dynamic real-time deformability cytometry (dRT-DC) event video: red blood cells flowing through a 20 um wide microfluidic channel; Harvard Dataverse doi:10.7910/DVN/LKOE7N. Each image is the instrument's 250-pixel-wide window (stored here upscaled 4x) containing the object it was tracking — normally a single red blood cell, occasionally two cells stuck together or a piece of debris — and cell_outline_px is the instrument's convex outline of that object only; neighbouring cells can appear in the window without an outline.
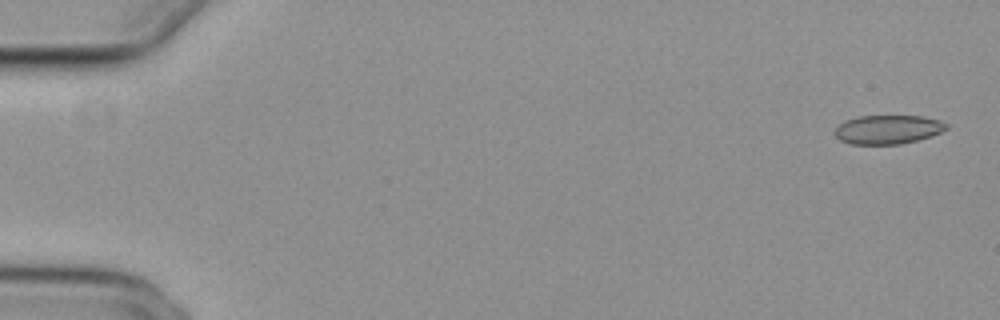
{"species": "common noctule bat (a hibernating species)", "species_latin": "Nyctalus noctula", "temperature_condition": "cold", "stored_images_in_passage": 56, "camera_frame_rate_fps": 3000, "um_per_image_px": 0.085, "animal": {"sex": "female", "body_mass_g": 29.2, "forearm_length_mm": 56.3}, "frame": {"image": 1, "passage_image": 2, "time_ms": 0.333, "image_size_px": [1000, 320], "cell_outline_px": [[948, 128], [932, 136], [900, 144], [848, 144], [840, 140], [832, 132], [844, 120], [856, 116], [920, 116], [940, 120], [948, 124]], "centroid_in_image_um": [75.44, 11.0], "position_along_channel_um": 9.6, "area_um2": 18.9}}
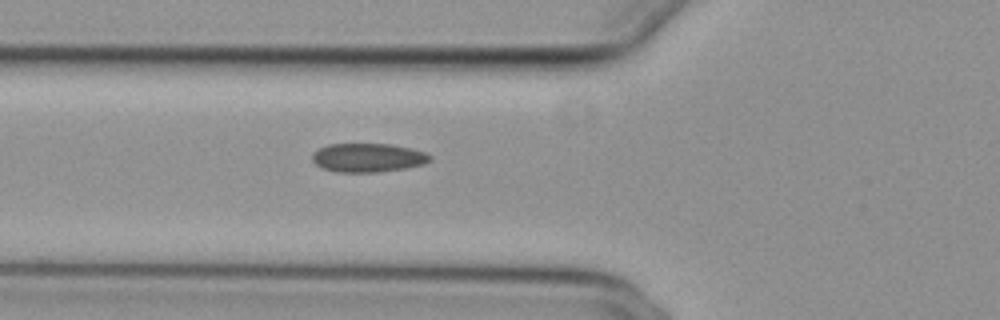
{"frame": {"image": 2, "passage_image": 21, "time_ms": 6.667, "image_size_px": [1000, 320], "cell_outline_px": [[432, 160], [424, 164], [404, 168], [380, 172], [336, 172], [324, 168], [316, 164], [312, 160], [312, 152], [328, 144], [392, 144], [412, 148], [424, 152], [432, 156]], "centroid_in_image_um": [31.29, 13.4], "position_along_channel_um": 94.5, "area_um2": 19.83}}
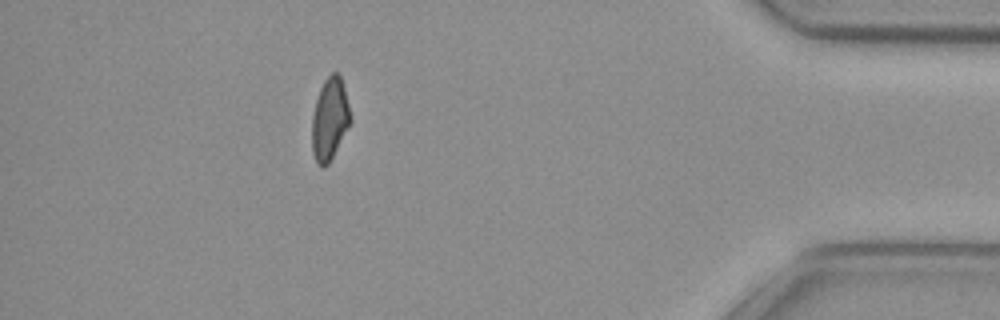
{"frame": {"image": 3, "passage_image": 50, "time_ms": 16.333, "image_size_px": [1000, 320], "cell_outline_px": [[352, 120], [328, 164], [324, 168], [320, 168], [316, 164], [312, 152], [312, 116], [316, 100], [320, 88], [324, 80], [332, 72], [336, 72], [340, 76], [344, 88]], "centroid_in_image_um": [28.01, 10.15], "position_along_channel_um": 407.2, "area_um2": 18.38}, "authors_computed_cell_mechanics": {"area_um2": 19.5653, "velocity_mm_per_s": 3.7409, "shape_relaxation_time_tau1_ms": null, "shape_relaxation_time_tau2_ms": 4.7225, "deformation_change_tau1": null, "deformation_change_tau2": 0.0836}}